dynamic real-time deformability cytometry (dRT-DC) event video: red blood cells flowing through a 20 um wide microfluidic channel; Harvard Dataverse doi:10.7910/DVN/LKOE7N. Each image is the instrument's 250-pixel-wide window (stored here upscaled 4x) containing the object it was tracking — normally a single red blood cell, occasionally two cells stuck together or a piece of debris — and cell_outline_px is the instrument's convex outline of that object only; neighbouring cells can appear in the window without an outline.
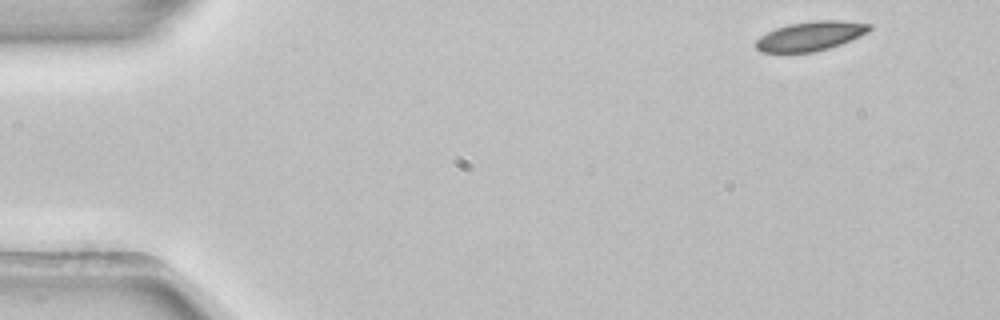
{"species": "common noctule bat (a hibernating species)", "species_latin": "Nyctalus noctula", "temperature_condition": "room temperature", "stored_images_in_passage": 5, "camera_frame_rate_fps": 3000, "um_per_image_px": 0.085, "animal": {"sex": "female", "body_mass_g": 22.7, "forearm_length_mm": 54.2}, "frame": {"image": 1, "passage_image": 1, "time_ms": 0.0, "image_size_px": [1000, 320], "cell_outline_px": [[872, 28], [868, 32], [860, 36], [840, 44], [828, 48], [812, 52], [760, 52], [756, 48], [756, 40], [760, 36], [776, 28], [788, 24], [816, 20], [840, 20], [872, 24]], "centroid_in_image_um": [68.9, 3.05], "position_along_channel_um": 16.1, "area_um2": 19.31}}
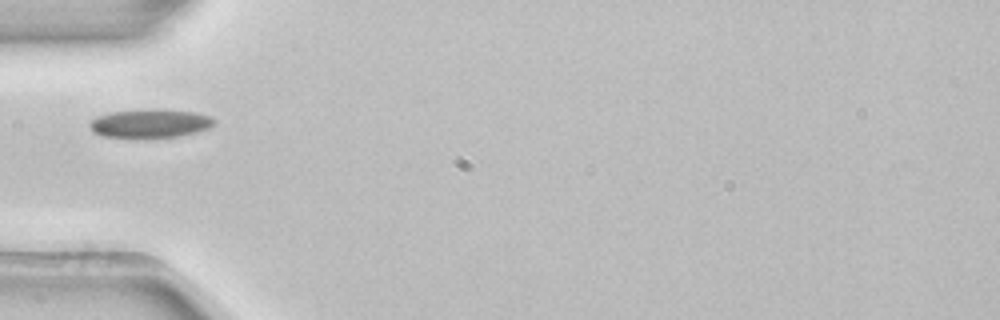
{"frame": {"image": 2, "passage_image": 4, "time_ms": 1.0, "image_size_px": [1000, 320], "cell_outline_px": [[216, 124], [212, 128], [180, 136], [144, 140], [100, 136], [88, 124], [92, 120], [100, 116], [112, 112], [196, 112], [212, 116], [216, 120]], "centroid_in_image_um": [12.83, 10.59], "position_along_channel_um": 72.2, "area_um2": 20.4}}